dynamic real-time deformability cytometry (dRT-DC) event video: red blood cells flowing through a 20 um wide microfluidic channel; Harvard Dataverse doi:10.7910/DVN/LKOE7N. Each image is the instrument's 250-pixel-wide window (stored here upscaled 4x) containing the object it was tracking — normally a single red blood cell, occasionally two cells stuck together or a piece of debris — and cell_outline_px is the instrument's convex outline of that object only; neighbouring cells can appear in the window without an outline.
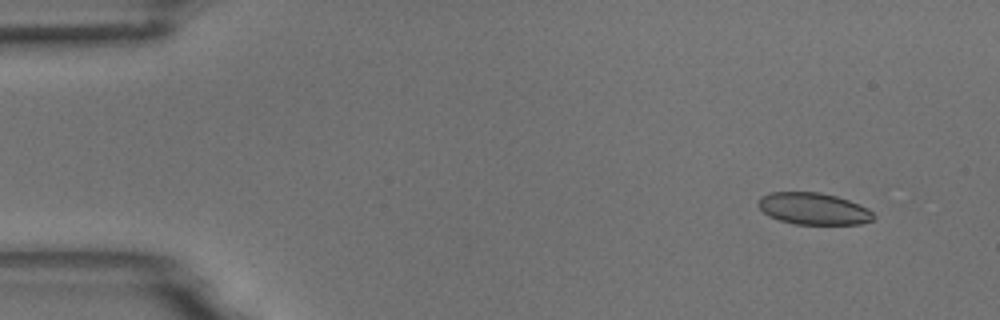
{"species": "common noctule bat (a hibernating species)", "species_latin": "Nyctalus noctula", "temperature_condition": "room temperature", "stored_images_in_passage": 9, "camera_frame_rate_fps": 3000, "um_per_image_px": 0.085, "animal": {"sex": "male", "body_mass_g": 18.8}, "frame": {"image": 1, "passage_image": 2, "time_ms": 0.333, "image_size_px": [1000, 320], "cell_outline_px": [[876, 216], [872, 220], [860, 224], [792, 224], [768, 216], [756, 204], [760, 196], [772, 192], [820, 192], [836, 196], [848, 200], [868, 208]], "centroid_in_image_um": [69.12, 17.74], "position_along_channel_um": 15.9, "area_um2": 21.44}}
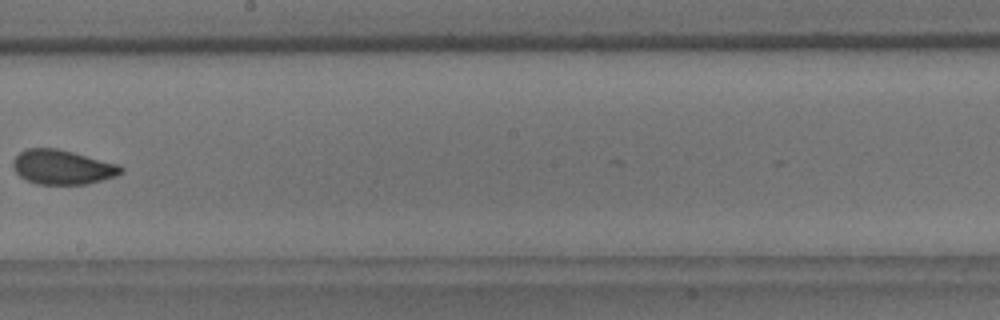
{"frame": {"image": 2, "passage_image": 9, "time_ms": 2.667, "image_size_px": [1000, 320], "cell_outline_px": [[124, 172], [116, 176], [88, 184], [36, 184], [20, 176], [12, 168], [12, 160], [20, 152], [28, 148], [56, 148], [120, 164], [124, 168]], "centroid_in_image_um": [5.32, 14.21], "position_along_channel_um": 242.9, "area_um2": 21.79}}